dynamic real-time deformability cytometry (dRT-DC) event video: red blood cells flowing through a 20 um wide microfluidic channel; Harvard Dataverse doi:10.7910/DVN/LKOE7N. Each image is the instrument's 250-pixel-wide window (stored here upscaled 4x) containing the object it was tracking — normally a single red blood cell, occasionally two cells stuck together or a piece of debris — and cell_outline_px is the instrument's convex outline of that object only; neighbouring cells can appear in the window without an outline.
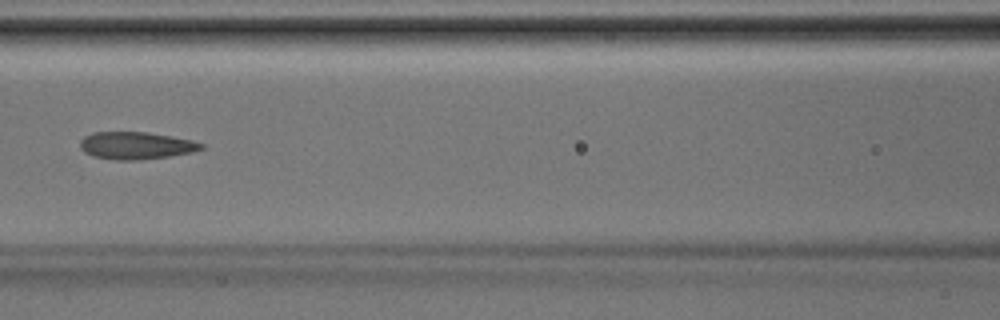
{"species": "Egyptian fruit bat (a non-hibernating species)", "species_latin": "Rousettus aegyptiacus", "temperature_condition": "room temperature", "stored_images_in_passage": 40, "camera_frame_rate_fps": 3000, "um_per_image_px": 0.085, "animal": {"sex": "male"}, "frame": {"image": 1, "passage_image": 18, "time_ms": 5.667, "image_size_px": [1000, 320], "cell_outline_px": [[204, 148], [192, 152], [168, 156], [140, 160], [116, 160], [92, 156], [84, 152], [80, 148], [80, 140], [84, 136], [92, 132], [148, 132], [192, 140], [204, 144]], "centroid_in_image_um": [11.53, 12.37], "position_along_channel_um": 155.1, "area_um2": 19.36}}
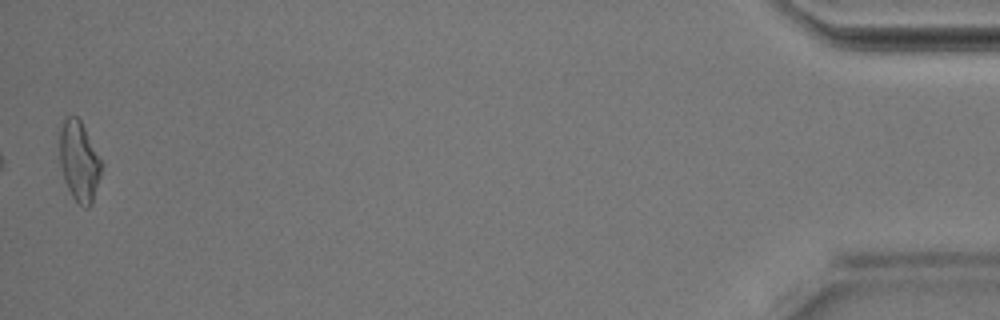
{"frame": {"image": 2, "passage_image": 40, "time_ms": 13.0, "image_size_px": [1000, 320], "cell_outline_px": [[100, 176], [92, 204], [88, 208], [84, 208], [72, 196], [64, 180], [60, 164], [56, 132], [64, 116], [76, 116], [80, 120], [100, 160]], "centroid_in_image_um": [6.64, 13.65], "position_along_channel_um": 428.6, "area_um2": 19.71}}